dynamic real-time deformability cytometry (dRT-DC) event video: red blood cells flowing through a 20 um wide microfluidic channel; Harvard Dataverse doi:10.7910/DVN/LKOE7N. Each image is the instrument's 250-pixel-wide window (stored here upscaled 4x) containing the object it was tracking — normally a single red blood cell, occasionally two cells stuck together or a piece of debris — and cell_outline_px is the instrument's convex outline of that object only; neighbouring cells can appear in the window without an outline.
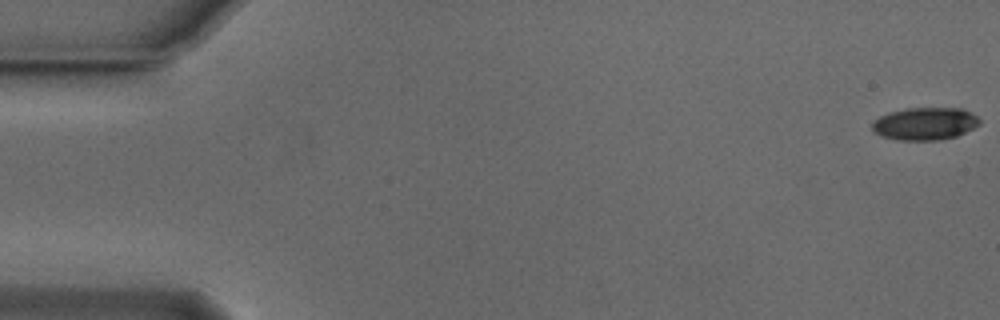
{"species": "Egyptian fruit bat (a non-hibernating species)", "species_latin": "Rousettus aegyptiacus", "temperature_condition": "cold", "stored_images_in_passage": 53, "camera_frame_rate_fps": 3000, "um_per_image_px": 0.085, "animal": {"sex": "male"}, "frame": {"image": 1, "passage_image": 1, "time_ms": 0.0, "image_size_px": [1000, 320], "cell_outline_px": [[980, 124], [956, 136], [940, 140], [896, 140], [884, 136], [876, 132], [872, 128], [872, 124], [880, 116], [904, 108], [960, 108], [976, 116], [980, 120]], "centroid_in_image_um": [78.63, 10.51], "position_along_channel_um": 6.4, "area_um2": 20.06}}
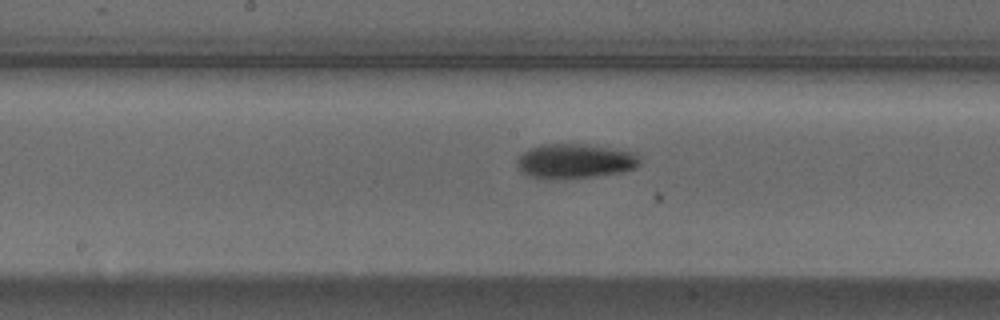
{"frame": {"image": 2, "passage_image": 28, "time_ms": 9.0, "image_size_px": [1000, 320], "cell_outline_px": [[640, 164], [636, 168], [620, 172], [596, 176], [528, 176], [520, 172], [516, 164], [520, 156], [524, 152], [532, 148], [544, 144], [576, 144], [632, 152], [640, 160]], "centroid_in_image_um": [48.86, 13.67], "position_along_channel_um": 199.3, "area_um2": 23.41}}
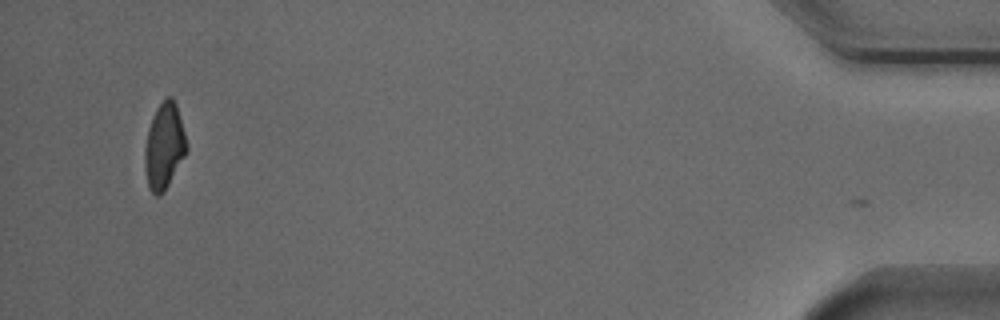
{"frame": {"image": 3, "passage_image": 52, "time_ms": 17.0, "image_size_px": [1000, 320], "cell_outline_px": [[188, 148], [184, 156], [164, 192], [156, 196], [148, 188], [144, 168], [144, 148], [148, 128], [152, 116], [156, 108], [168, 96], [172, 96], [176, 104], [184, 132]], "centroid_in_image_um": [13.93, 12.43], "position_along_channel_um": 421.3, "area_um2": 20.87}, "authors_computed_cell_mechanics": {"area_um2": 22.3686, "velocity_mm_per_s": 3.8223, "shape_relaxation_time_tau1_ms": 3.7639, "shape_relaxation_time_tau2_ms": null, "deformation_change_tau1": 0.1231, "deformation_change_tau2": null}}